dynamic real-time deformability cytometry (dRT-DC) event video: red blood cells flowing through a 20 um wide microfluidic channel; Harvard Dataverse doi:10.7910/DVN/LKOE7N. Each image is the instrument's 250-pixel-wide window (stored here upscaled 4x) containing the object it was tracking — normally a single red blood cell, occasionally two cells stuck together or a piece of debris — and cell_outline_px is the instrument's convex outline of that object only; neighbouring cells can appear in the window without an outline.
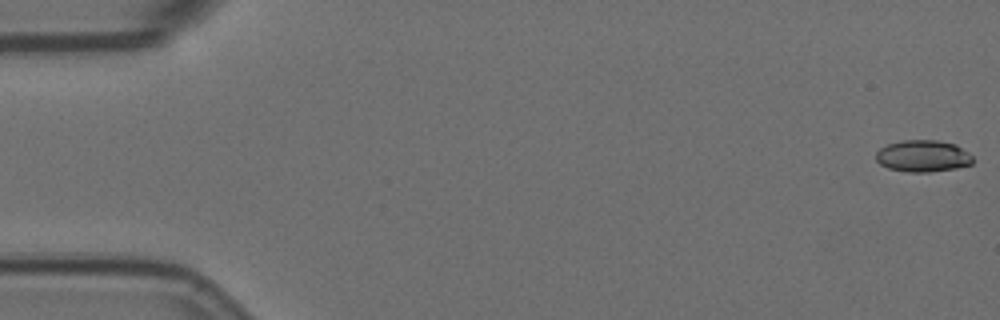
{"species": "Egyptian fruit bat (a non-hibernating species)", "species_latin": "Rousettus aegyptiacus", "temperature_condition": "room temperature", "stored_images_in_passage": 5, "camera_frame_rate_fps": 3000, "um_per_image_px": 0.085, "animal": {"sex": "female"}, "frame": {"image": 1, "passage_image": 1, "time_ms": 0.0, "image_size_px": [1000, 320], "cell_outline_px": [[972, 164], [956, 168], [928, 172], [908, 172], [888, 168], [880, 164], [876, 160], [876, 152], [880, 148], [888, 144], [900, 140], [936, 140], [956, 144], [968, 152], [972, 156]], "centroid_in_image_um": [78.44, 13.26], "position_along_channel_um": 6.6, "area_um2": 17.98}}
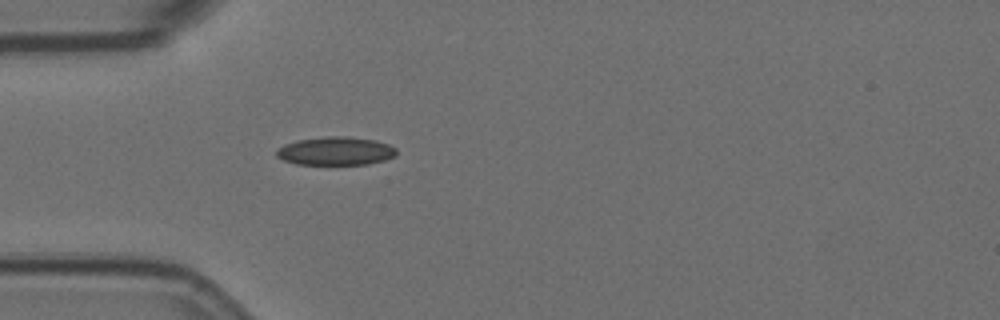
{"frame": {"image": 2, "passage_image": 5, "time_ms": 1.333, "image_size_px": [1000, 320], "cell_outline_px": [[396, 156], [384, 160], [368, 164], [296, 164], [284, 160], [276, 156], [276, 148], [284, 144], [296, 140], [328, 136], [348, 136], [376, 140], [388, 144], [396, 148]], "centroid_in_image_um": [28.52, 12.83], "position_along_channel_um": 56.5, "area_um2": 19.94}}